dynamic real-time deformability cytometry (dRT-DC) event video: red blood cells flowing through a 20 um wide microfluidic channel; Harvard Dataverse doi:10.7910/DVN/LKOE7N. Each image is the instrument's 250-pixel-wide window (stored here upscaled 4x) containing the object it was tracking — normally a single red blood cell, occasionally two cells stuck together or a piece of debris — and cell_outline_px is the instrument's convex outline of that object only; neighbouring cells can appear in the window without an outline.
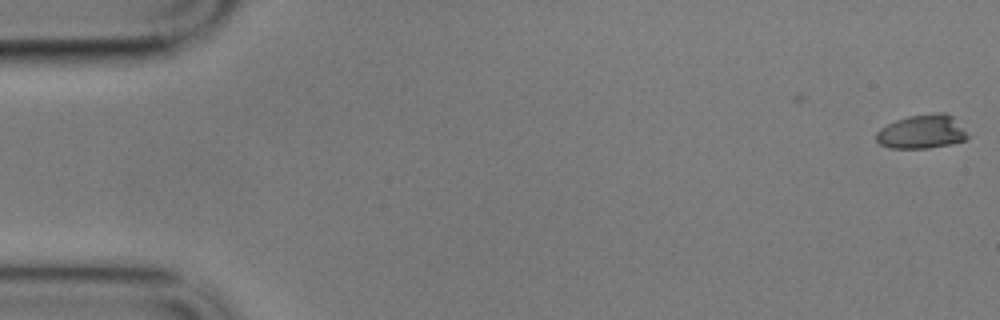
{"species": "common noctule bat (a hibernating species)", "species_latin": "Nyctalus noctula", "temperature_condition": "cold", "stored_images_in_passage": 3, "camera_frame_rate_fps": 3000, "um_per_image_px": 0.085, "animal": {"sex": "male", "body_mass_g": 17.9}, "frame": {"image": 1, "passage_image": 3, "time_ms": 0.667, "image_size_px": [1000, 320], "cell_outline_px": [[968, 136], [964, 140], [952, 144], [928, 148], [888, 148], [880, 144], [876, 140], [876, 132], [880, 128], [896, 120], [908, 116], [940, 112], [944, 112], [952, 116]], "centroid_in_image_um": [78.32, 11.2], "position_along_channel_um": 6.7, "area_um2": 17.86}}